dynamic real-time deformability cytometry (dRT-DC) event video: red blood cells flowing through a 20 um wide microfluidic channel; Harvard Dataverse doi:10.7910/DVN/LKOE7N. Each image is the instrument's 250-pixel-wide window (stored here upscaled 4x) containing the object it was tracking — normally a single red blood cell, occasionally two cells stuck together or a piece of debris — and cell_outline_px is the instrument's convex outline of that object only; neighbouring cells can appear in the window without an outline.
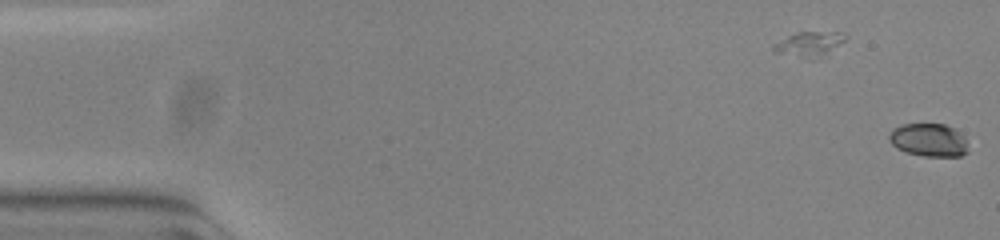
{"species": "common noctule bat (a hibernating species)", "species_latin": "Nyctalus noctula", "temperature_condition": "warm", "stored_images_in_passage": 4, "camera_frame_rate_fps": 3000, "um_per_image_px": 0.085, "animal": {"sex": "female", "body_mass_g": 23.0, "forearm_length_mm": 53.4}, "frame": {"image": 1, "passage_image": 4, "time_ms": 1.0, "image_size_px": [1000, 240], "cell_outline_px": [[968, 152], [960, 156], [924, 156], [908, 152], [896, 148], [888, 140], [888, 136], [892, 128], [900, 124], [944, 124], [956, 128], [964, 136]], "centroid_in_image_um": [78.93, 11.88], "position_along_channel_um": 6.1, "area_um2": 15.37}}